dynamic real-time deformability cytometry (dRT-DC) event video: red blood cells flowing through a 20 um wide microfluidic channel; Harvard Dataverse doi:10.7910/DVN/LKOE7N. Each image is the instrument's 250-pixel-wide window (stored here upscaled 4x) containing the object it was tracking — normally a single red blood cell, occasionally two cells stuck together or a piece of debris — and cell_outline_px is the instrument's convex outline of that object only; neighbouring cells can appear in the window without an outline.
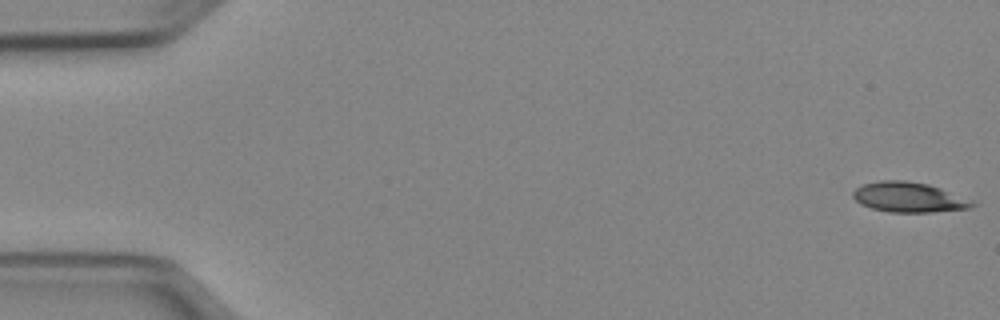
{"species": "Egyptian fruit bat (a non-hibernating species)", "species_latin": "Rousettus aegyptiacus", "temperature_condition": "cold", "stored_images_in_passage": 51, "camera_frame_rate_fps": 3000, "um_per_image_px": 0.085, "animal": {"sex": "female"}, "frame": {"image": 1, "passage_image": 1, "time_ms": 0.0, "image_size_px": [1000, 320], "cell_outline_px": [[980, 204], [972, 208], [932, 212], [888, 212], [872, 208], [860, 204], [852, 196], [852, 192], [856, 188], [864, 184], [880, 180], [904, 180], [928, 184], [976, 200]], "centroid_in_image_um": [77.33, 16.77], "position_along_channel_um": 7.7, "area_um2": 21.21}}
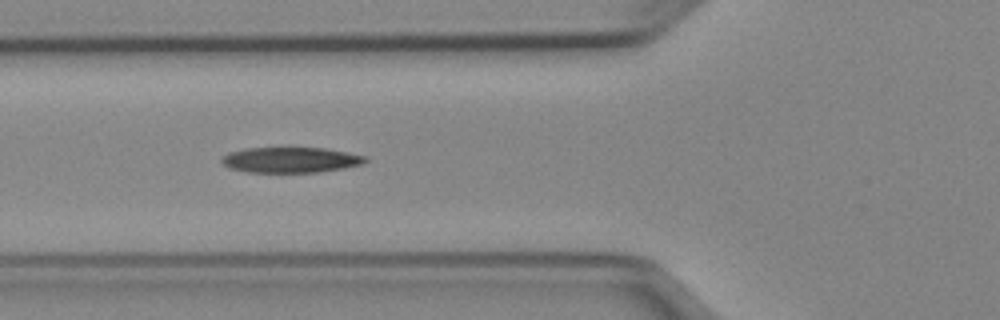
{"frame": {"image": 2, "passage_image": 19, "time_ms": 6.0, "image_size_px": [1000, 320], "cell_outline_px": [[368, 160], [364, 164], [344, 168], [320, 172], [248, 172], [228, 168], [220, 160], [228, 152], [244, 148], [324, 148], [348, 152], [368, 156]], "centroid_in_image_um": [24.74, 13.59], "position_along_channel_um": 101.1, "area_um2": 21.5}}
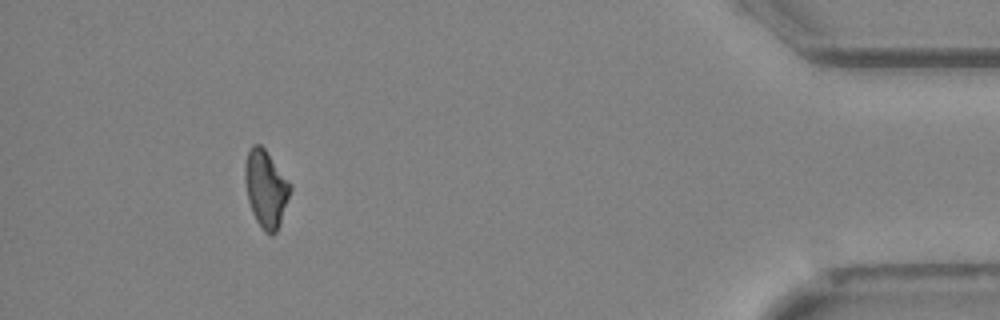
{"frame": {"image": 3, "passage_image": 47, "time_ms": 15.333, "image_size_px": [1000, 320], "cell_outline_px": [[292, 188], [280, 224], [276, 232], [272, 236], [264, 232], [256, 220], [252, 212], [248, 200], [244, 180], [244, 164], [248, 152], [252, 144], [260, 144], [264, 148], [288, 180]], "centroid_in_image_um": [22.58, 16.05], "position_along_channel_um": 412.6, "area_um2": 20.35}, "authors_computed_cell_mechanics": {"area_um2": 21.5016, "velocity_mm_per_s": 3.9757, "shape_relaxation_time_tau1_ms": 6.3026, "shape_relaxation_time_tau2_ms": null, "deformation_change_tau1": 0.1622, "deformation_change_tau2": null}}